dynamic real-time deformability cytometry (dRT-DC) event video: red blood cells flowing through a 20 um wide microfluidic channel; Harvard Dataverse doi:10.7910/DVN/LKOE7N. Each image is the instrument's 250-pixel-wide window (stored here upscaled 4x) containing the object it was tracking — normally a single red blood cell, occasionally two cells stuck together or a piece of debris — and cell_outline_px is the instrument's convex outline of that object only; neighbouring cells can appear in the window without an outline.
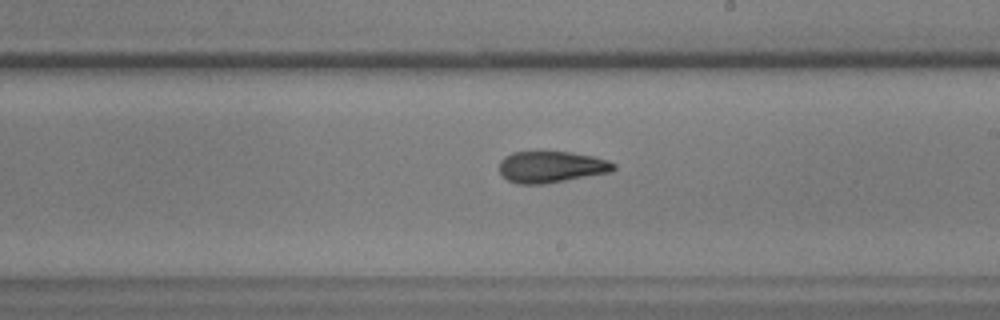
{"species": "common noctule bat (a hibernating species)", "species_latin": "Nyctalus noctula", "temperature_condition": "warm", "stored_images_in_passage": 35, "camera_frame_rate_fps": 3000, "um_per_image_px": 0.085, "animal": {"sex": "male", "body_mass_g": 17.9, "forearm_length_mm": 54.2}, "frame": {"image": 1, "passage_image": 19, "time_ms": 6.0, "image_size_px": [1000, 320], "cell_outline_px": [[616, 168], [612, 172], [544, 184], [516, 184], [508, 180], [500, 172], [500, 160], [504, 156], [512, 152], [572, 152], [596, 156], [608, 160], [616, 164]], "centroid_in_image_um": [46.89, 14.18], "position_along_channel_um": 242.1, "area_um2": 21.15}}
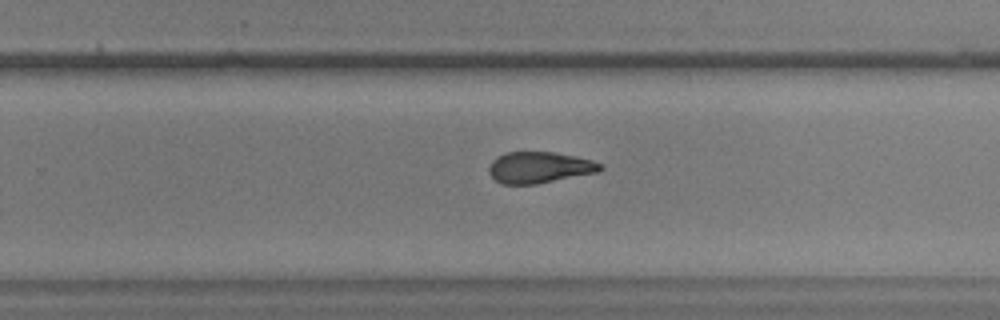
{"frame": {"image": 2, "passage_image": 22, "time_ms": 7.0, "image_size_px": [1000, 320], "cell_outline_px": [[604, 168], [600, 172], [536, 184], [500, 184], [488, 172], [488, 168], [492, 160], [496, 156], [504, 152], [556, 152], [576, 156], [592, 160], [600, 164]], "centroid_in_image_um": [45.84, 14.23], "position_along_channel_um": 284.0, "area_um2": 20.52}}
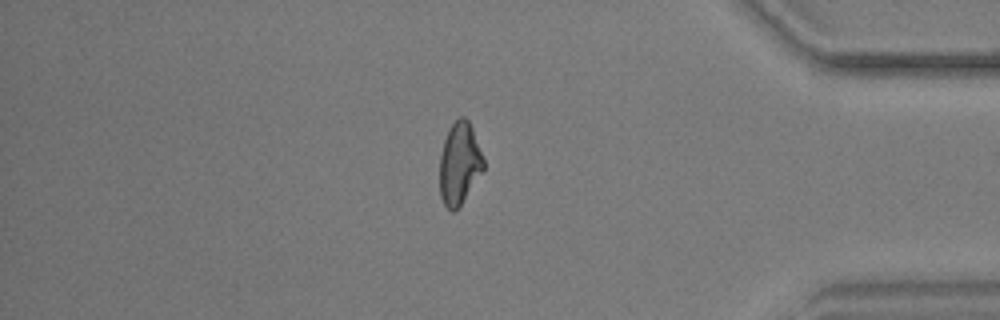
{"frame": {"image": 3, "passage_image": 32, "time_ms": 10.333, "image_size_px": [1000, 320], "cell_outline_px": [[484, 168], [460, 204], [452, 212], [444, 204], [440, 196], [440, 156], [444, 140], [452, 124], [460, 116], [464, 116], [468, 120], [472, 128], [484, 160]], "centroid_in_image_um": [39.04, 13.87], "position_along_channel_um": 396.2, "area_um2": 20.4}}